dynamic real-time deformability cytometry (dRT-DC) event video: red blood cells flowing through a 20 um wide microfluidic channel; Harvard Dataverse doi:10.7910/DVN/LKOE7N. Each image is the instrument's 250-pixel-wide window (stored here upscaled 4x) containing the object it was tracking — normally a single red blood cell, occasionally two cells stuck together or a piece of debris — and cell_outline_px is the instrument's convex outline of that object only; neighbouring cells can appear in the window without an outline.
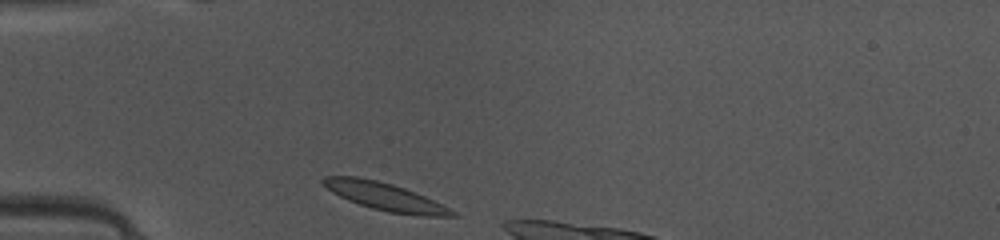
{"species": "common noctule bat (a hibernating species)", "species_latin": "Nyctalus noctula", "temperature_condition": "warm", "stored_images_in_passage": 6, "camera_frame_rate_fps": 3000, "um_per_image_px": 0.085, "animal": {"sex": "female", "body_mass_g": 10.0, "forearm_length_mm": 53.1}, "frame": {"image": 1, "passage_image": 1, "time_ms": 0.0, "image_size_px": [1000, 240], "cell_outline_px": [[460, 216], [420, 216], [388, 212], [372, 208], [348, 200], [332, 192], [320, 180], [324, 176], [356, 176], [376, 180], [392, 184], [416, 192], [456, 212]], "centroid_in_image_um": [32.72, 16.71], "position_along_channel_um": 52.3, "area_um2": 20.58}}